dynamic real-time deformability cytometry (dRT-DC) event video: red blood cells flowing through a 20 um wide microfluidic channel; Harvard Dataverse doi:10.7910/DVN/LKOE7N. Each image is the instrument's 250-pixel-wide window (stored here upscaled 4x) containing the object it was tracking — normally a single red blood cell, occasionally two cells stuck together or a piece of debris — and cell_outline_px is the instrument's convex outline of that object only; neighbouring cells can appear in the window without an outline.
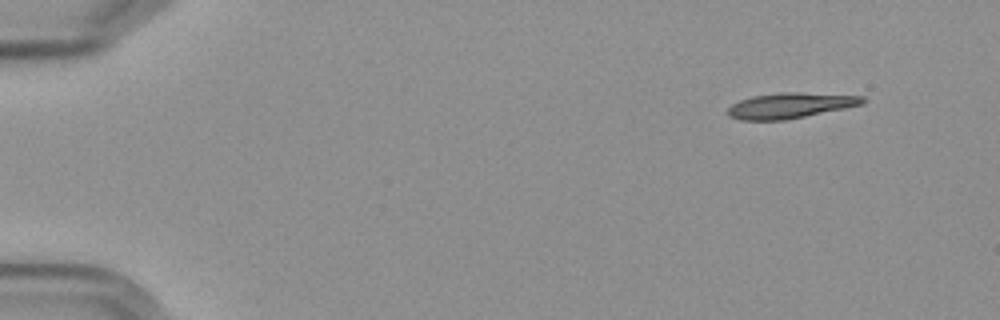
{"species": "Egyptian fruit bat (a non-hibernating species)", "species_latin": "Rousettus aegyptiacus", "temperature_condition": "cold", "stored_images_in_passage": 4, "camera_frame_rate_fps": 3000, "um_per_image_px": 0.085, "frame": {"image": 1, "passage_image": 1, "time_ms": 0.0, "image_size_px": [1000, 320], "cell_outline_px": [[868, 100], [864, 104], [784, 120], [740, 120], [728, 116], [724, 112], [732, 104], [740, 100], [752, 96], [780, 92], [796, 92], [864, 96]], "centroid_in_image_um": [67.14, 8.96], "position_along_channel_um": 17.9, "area_um2": 20.06}}
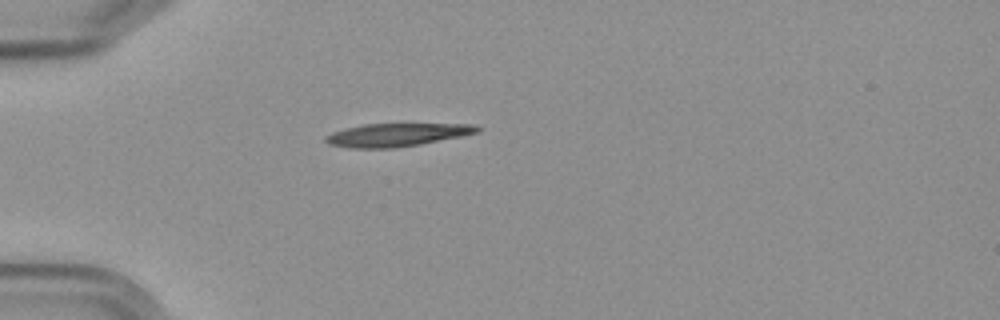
{"frame": {"image": 2, "passage_image": 4, "time_ms": 3.667, "image_size_px": [1000, 320], "cell_outline_px": [[480, 132], [420, 144], [392, 148], [352, 148], [328, 144], [324, 140], [324, 136], [332, 132], [344, 128], [364, 124], [476, 124], [480, 128]], "centroid_in_image_um": [33.69, 11.46], "position_along_channel_um": 51.3, "area_um2": 20.35}}